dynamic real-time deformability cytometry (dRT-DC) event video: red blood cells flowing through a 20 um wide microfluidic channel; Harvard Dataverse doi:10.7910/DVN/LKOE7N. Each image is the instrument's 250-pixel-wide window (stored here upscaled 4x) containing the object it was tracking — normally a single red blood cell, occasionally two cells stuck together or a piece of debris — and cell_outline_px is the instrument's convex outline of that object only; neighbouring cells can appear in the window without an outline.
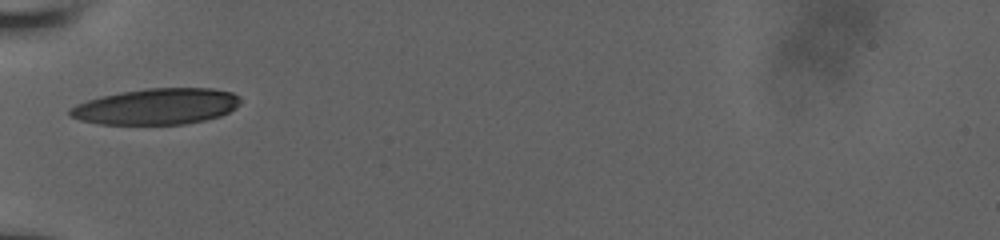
{"species": "human", "species_latin": "Homo sapiens", "temperature_condition": "room temperature", "stored_images_in_passage": 32, "camera_frame_rate_fps": 3000, "um_per_image_px": 0.085, "donor": {"sex": "male"}, "frame": {"image": 1, "passage_image": 1, "time_ms": 0.0, "image_size_px": [1000, 240], "cell_outline_px": [[240, 104], [236, 108], [220, 116], [204, 120], [184, 124], [100, 124], [80, 120], [72, 116], [68, 112], [68, 108], [76, 104], [100, 96], [120, 92], [148, 88], [212, 88], [232, 92], [240, 96]], "centroid_in_image_um": [13.32, 9.04], "position_along_channel_um": 71.7, "area_um2": 35.89}}
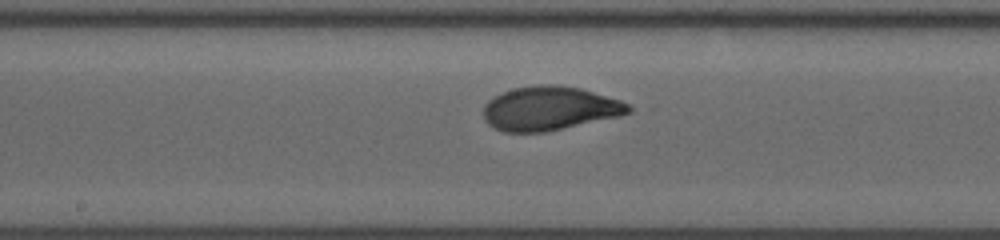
{"frame": {"image": 2, "passage_image": 18, "time_ms": 3.333, "image_size_px": [1000, 240], "cell_outline_px": [[636, 108], [632, 112], [620, 116], [544, 132], [504, 132], [488, 124], [484, 120], [484, 104], [492, 96], [512, 88], [540, 84], [556, 84], [580, 88], [620, 100]], "centroid_in_image_um": [46.72, 9.2], "position_along_channel_um": 201.5, "area_um2": 37.34}}
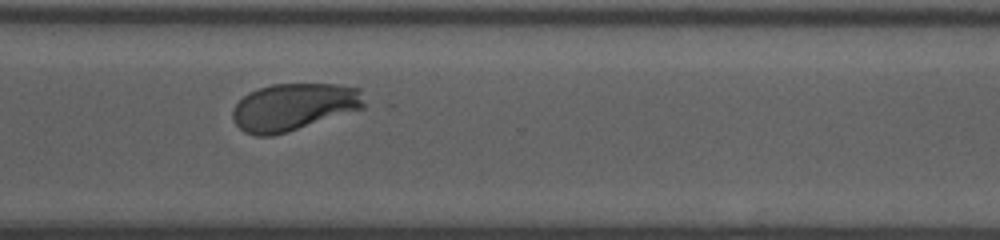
{"frame": {"image": 3, "passage_image": 31, "time_ms": 7.0, "image_size_px": [1000, 240], "cell_outline_px": [[364, 108], [272, 136], [256, 136], [244, 132], [232, 120], [232, 108], [248, 92], [272, 84], [336, 84], [360, 88], [364, 104]], "centroid_in_image_um": [24.93, 9.08], "position_along_channel_um": 345.7, "area_um2": 36.01}}